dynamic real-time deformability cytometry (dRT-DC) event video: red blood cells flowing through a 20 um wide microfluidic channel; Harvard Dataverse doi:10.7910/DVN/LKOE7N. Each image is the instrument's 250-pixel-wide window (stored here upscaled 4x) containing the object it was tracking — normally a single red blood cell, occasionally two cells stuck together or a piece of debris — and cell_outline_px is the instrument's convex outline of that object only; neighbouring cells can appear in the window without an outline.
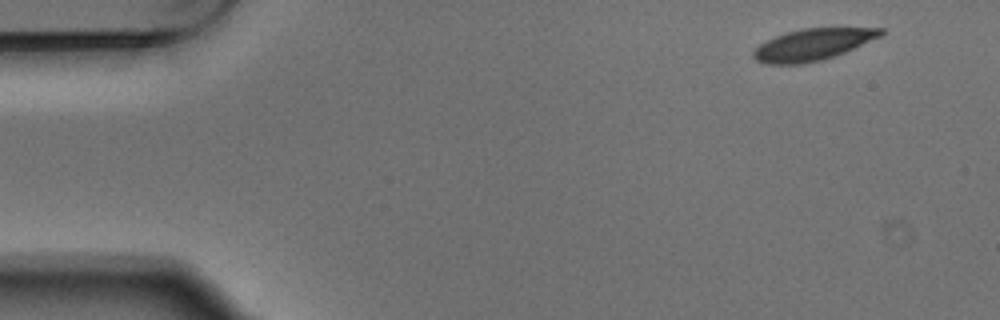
{"species": "Egyptian fruit bat (a non-hibernating species)", "species_latin": "Rousettus aegyptiacus", "temperature_condition": "warm", "stored_images_in_passage": 4, "camera_frame_rate_fps": 3000, "um_per_image_px": 0.085, "animal": {"sex": "male"}, "frame": {"image": 1, "passage_image": 1, "time_ms": 0.0, "image_size_px": [1000, 320], "cell_outline_px": [[884, 32], [880, 36], [844, 52], [820, 60], [804, 64], [768, 64], [756, 60], [752, 56], [752, 52], [760, 44], [776, 36], [800, 28], [884, 28]], "centroid_in_image_um": [69.05, 3.79], "position_along_channel_um": 16.0, "area_um2": 23.06}}
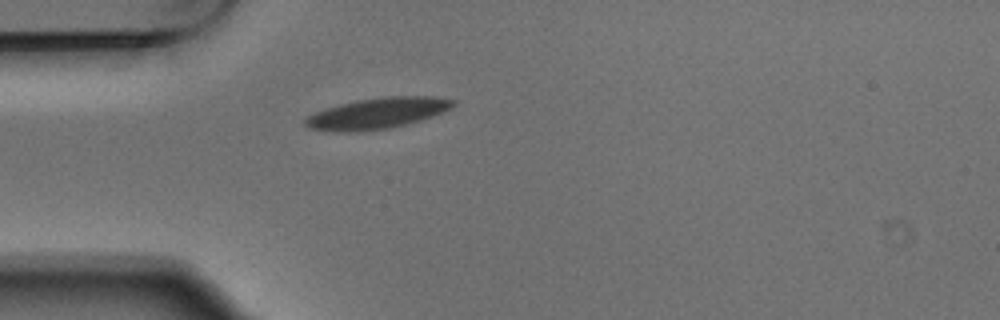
{"frame": {"image": 2, "passage_image": 4, "time_ms": 1.0, "image_size_px": [1000, 320], "cell_outline_px": [[456, 104], [452, 108], [444, 112], [420, 120], [388, 128], [356, 132], [332, 132], [308, 128], [304, 124], [304, 120], [308, 116], [324, 108], [356, 100], [384, 96], [432, 96], [456, 100]], "centroid_in_image_um": [32.06, 9.62], "position_along_channel_um": 52.9, "area_um2": 26.82}}